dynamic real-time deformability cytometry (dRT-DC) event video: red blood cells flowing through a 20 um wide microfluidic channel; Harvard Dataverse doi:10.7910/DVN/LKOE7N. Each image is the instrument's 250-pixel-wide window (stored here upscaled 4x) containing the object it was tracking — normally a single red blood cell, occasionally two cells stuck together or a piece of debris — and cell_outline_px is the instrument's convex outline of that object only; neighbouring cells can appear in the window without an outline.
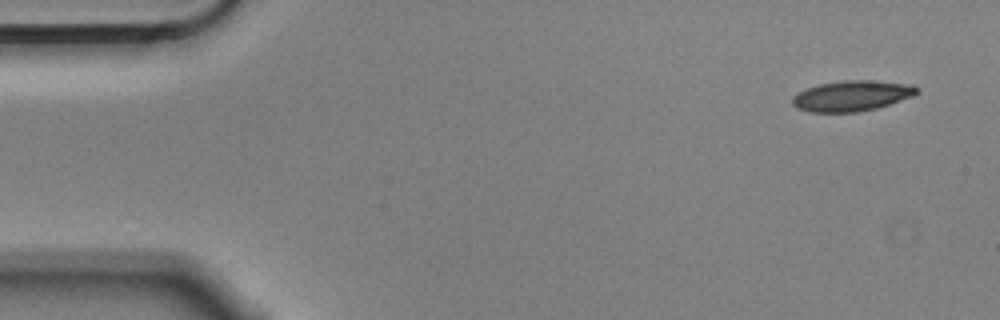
{"species": "Egyptian fruit bat (a non-hibernating species)", "species_latin": "Rousettus aegyptiacus", "temperature_condition": "cold", "stored_images_in_passage": 4, "camera_frame_rate_fps": 3000, "um_per_image_px": 0.085, "animal": {"sex": "male"}, "frame": {"image": 1, "passage_image": 1, "time_ms": 0.0, "image_size_px": [1000, 320], "cell_outline_px": [[916, 92], [912, 96], [876, 108], [856, 112], [808, 112], [796, 108], [792, 104], [792, 96], [808, 88], [820, 84], [844, 80], [868, 80], [912, 84], [916, 88]], "centroid_in_image_um": [72.35, 8.15], "position_along_channel_um": 12.6, "area_um2": 21.85}}
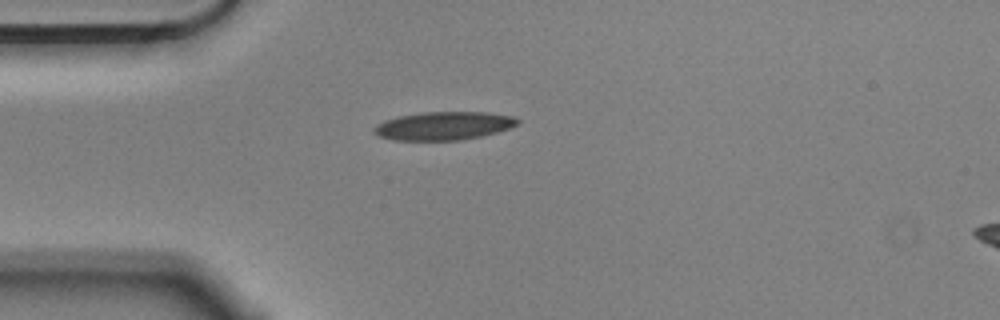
{"frame": {"image": 2, "passage_image": 4, "time_ms": 1.0, "image_size_px": [1000, 320], "cell_outline_px": [[520, 120], [516, 124], [508, 128], [496, 132], [480, 136], [460, 140], [392, 140], [380, 136], [372, 132], [372, 128], [384, 120], [400, 116], [424, 112], [484, 112], [512, 116]], "centroid_in_image_um": [37.67, 10.69], "position_along_channel_um": 47.3, "area_um2": 23.41}}